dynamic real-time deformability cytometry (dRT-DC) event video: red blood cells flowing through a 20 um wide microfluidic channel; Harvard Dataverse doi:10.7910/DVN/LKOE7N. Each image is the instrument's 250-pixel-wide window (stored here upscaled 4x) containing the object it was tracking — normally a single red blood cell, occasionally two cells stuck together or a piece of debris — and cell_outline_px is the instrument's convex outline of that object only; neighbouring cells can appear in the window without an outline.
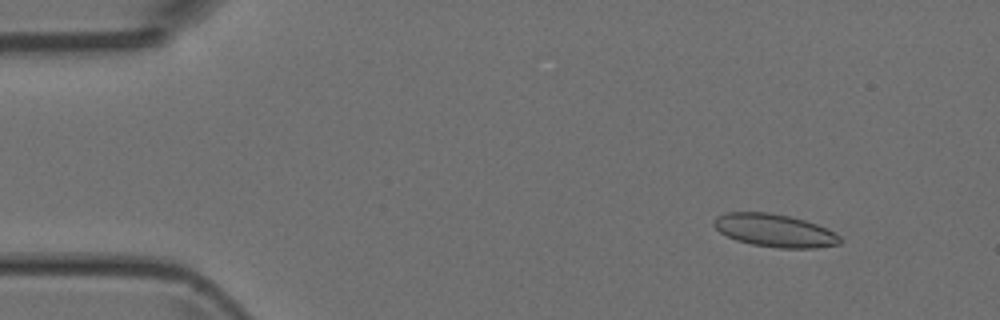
{"species": "Egyptian fruit bat (a non-hibernating species)", "species_latin": "Rousettus aegyptiacus", "temperature_condition": "room temperature", "stored_images_in_passage": 49, "camera_frame_rate_fps": 3000, "um_per_image_px": 0.085, "animal": {"sex": "female"}, "frame": {"image": 1, "passage_image": 6, "time_ms": 1.667, "image_size_px": [1000, 320], "cell_outline_px": [[840, 244], [816, 248], [776, 248], [752, 244], [736, 240], [720, 232], [712, 224], [716, 216], [724, 212], [768, 212], [788, 216], [804, 220], [816, 224], [840, 236]], "centroid_in_image_um": [65.8, 19.59], "position_along_channel_um": 19.2, "area_um2": 24.04}}
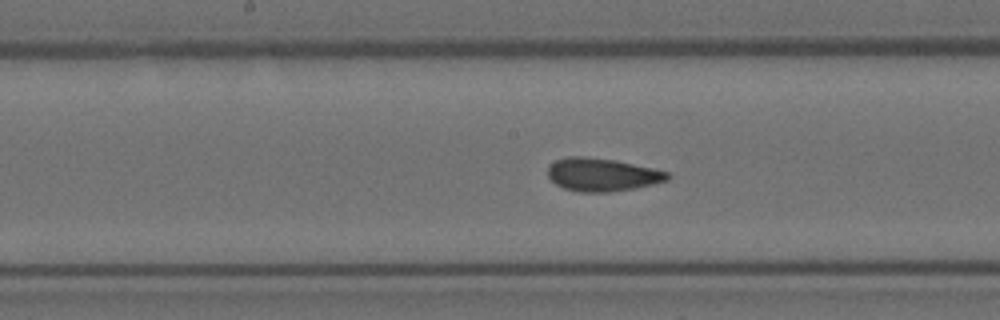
{"frame": {"image": 2, "passage_image": 26, "time_ms": 8.333, "image_size_px": [1000, 320], "cell_outline_px": [[672, 176], [668, 180], [636, 188], [608, 192], [580, 192], [564, 188], [556, 184], [548, 176], [548, 168], [556, 160], [568, 156], [584, 156], [616, 160], [652, 168], [668, 172]], "centroid_in_image_um": [51.2, 14.84], "position_along_channel_um": 197.0, "area_um2": 23.0}}
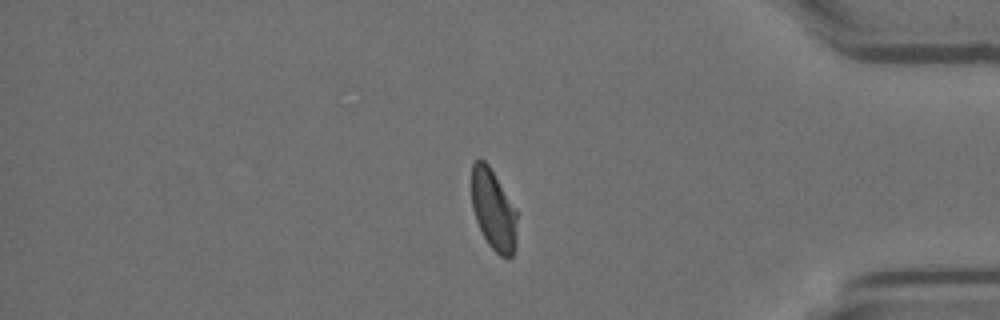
{"frame": {"image": 3, "passage_image": 43, "time_ms": 14.0, "image_size_px": [1000, 320], "cell_outline_px": [[516, 236], [512, 256], [500, 256], [488, 244], [476, 220], [472, 208], [472, 164], [476, 160], [484, 160], [488, 164], [516, 208]], "centroid_in_image_um": [41.93, 17.81], "position_along_channel_um": 393.3, "area_um2": 21.04}}